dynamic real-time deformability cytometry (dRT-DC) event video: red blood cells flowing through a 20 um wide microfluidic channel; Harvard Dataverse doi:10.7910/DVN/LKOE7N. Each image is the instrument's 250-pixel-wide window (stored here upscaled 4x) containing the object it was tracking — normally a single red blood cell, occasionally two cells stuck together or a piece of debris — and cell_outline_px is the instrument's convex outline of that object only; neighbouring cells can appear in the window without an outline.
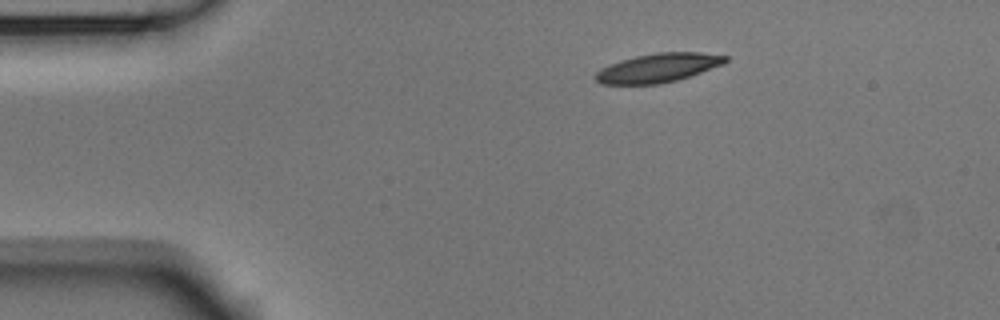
{"species": "Egyptian fruit bat (a non-hibernating species)", "species_latin": "Rousettus aegyptiacus", "temperature_condition": "room temperature", "stored_images_in_passage": 4, "camera_frame_rate_fps": 3000, "um_per_image_px": 0.085, "animal": {"sex": "male"}, "frame": {"image": 1, "passage_image": 1, "time_ms": 0.0, "image_size_px": [1000, 320], "cell_outline_px": [[728, 60], [724, 64], [676, 80], [660, 84], [600, 84], [596, 80], [596, 72], [600, 68], [608, 64], [620, 60], [636, 56], [656, 52], [700, 52], [728, 56]], "centroid_in_image_um": [55.92, 5.76], "position_along_channel_um": 29.1, "area_um2": 21.85}}
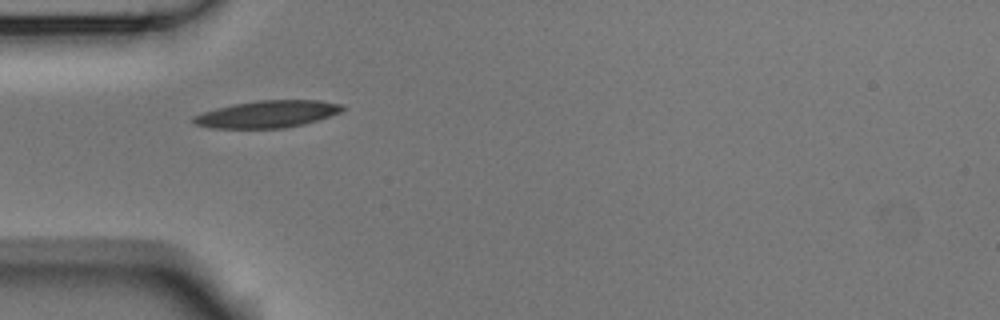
{"frame": {"image": 2, "passage_image": 3, "time_ms": 0.667, "image_size_px": [1000, 320], "cell_outline_px": [[344, 108], [340, 112], [304, 124], [284, 128], [208, 128], [192, 124], [192, 116], [216, 108], [232, 104], [260, 100], [320, 100], [344, 104]], "centroid_in_image_um": [22.69, 9.7], "position_along_channel_um": 62.3, "area_um2": 23.58}}
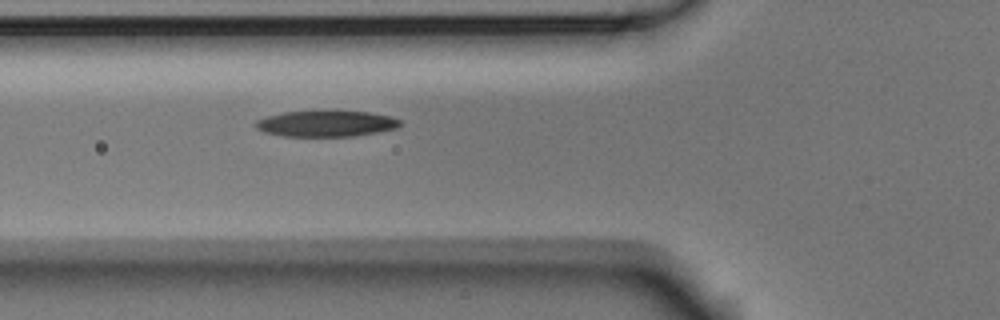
{"frame": {"image": 3, "passage_image": 4, "time_ms": 1.0, "image_size_px": [1000, 320], "cell_outline_px": [[400, 128], [356, 136], [284, 136], [264, 132], [256, 128], [256, 120], [268, 116], [284, 112], [324, 108], [336, 108], [368, 112], [388, 116], [400, 120]], "centroid_in_image_um": [27.75, 10.46], "position_along_channel_um": 98.1, "area_um2": 22.89}}